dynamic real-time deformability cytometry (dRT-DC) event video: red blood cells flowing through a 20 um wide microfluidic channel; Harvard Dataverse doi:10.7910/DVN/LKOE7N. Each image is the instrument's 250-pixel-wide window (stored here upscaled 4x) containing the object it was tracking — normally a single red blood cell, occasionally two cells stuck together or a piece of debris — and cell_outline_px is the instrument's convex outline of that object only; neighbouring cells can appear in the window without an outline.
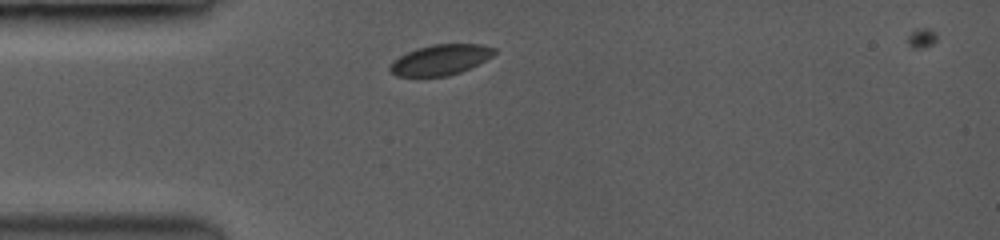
{"species": "common noctule bat (a hibernating species)", "species_latin": "Nyctalus noctula", "temperature_condition": "room temperature", "stored_images_in_passage": 35, "camera_frame_rate_fps": 3500, "um_per_image_px": 0.085, "animal": {"sex": "female", "body_mass_g": 19.0, "forearm_length_mm": 53.3}, "frame": {"image": 1, "passage_image": 5, "time_ms": 0.857, "image_size_px": [1000, 240], "cell_outline_px": [[496, 52], [492, 56], [460, 72], [444, 76], [396, 76], [388, 68], [400, 56], [416, 48], [432, 44], [480, 44], [496, 48]], "centroid_in_image_um": [37.45, 5.07], "position_along_channel_um": 47.6, "area_um2": 18.15}}
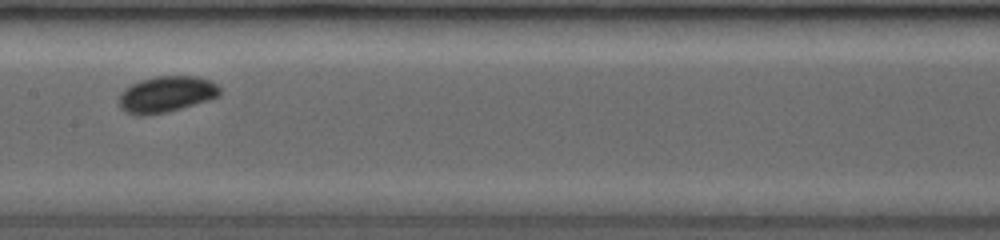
{"frame": {"image": 2, "passage_image": 14, "time_ms": 4.857, "image_size_px": [1000, 240], "cell_outline_px": [[220, 92], [216, 96], [192, 104], [164, 112], [128, 112], [120, 108], [120, 96], [124, 88], [140, 80], [156, 76], [196, 76], [208, 80], [216, 84], [220, 88]], "centroid_in_image_um": [14.14, 7.94], "position_along_channel_um": 193.3, "area_um2": 20.06}}
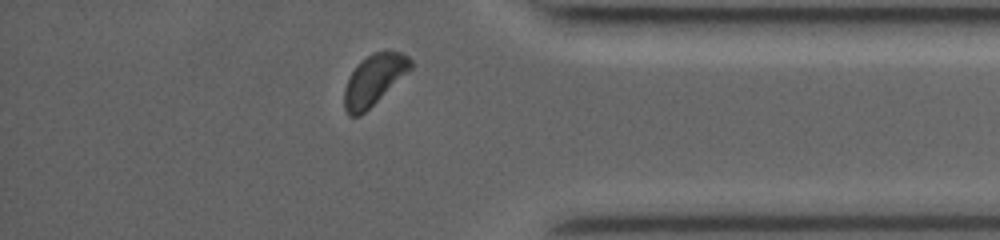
{"frame": {"image": 3, "passage_image": 32, "time_ms": 10.286, "image_size_px": [1000, 240], "cell_outline_px": [[412, 68], [360, 116], [348, 116], [344, 108], [344, 88], [352, 72], [368, 56], [376, 52], [400, 52], [408, 56], [412, 60]], "centroid_in_image_um": [31.78, 6.82], "position_along_channel_um": 403.4, "area_um2": 18.9}, "authors_computed_cell_mechanics": {"area_um2": 19.1896, "velocity_mm_per_s": 3.9849, "shape_relaxation_time_tau1_ms": 1.4527, "shape_relaxation_time_tau2_ms": null, "deformation_change_tau1": 0.0401, "deformation_change_tau2": null}}